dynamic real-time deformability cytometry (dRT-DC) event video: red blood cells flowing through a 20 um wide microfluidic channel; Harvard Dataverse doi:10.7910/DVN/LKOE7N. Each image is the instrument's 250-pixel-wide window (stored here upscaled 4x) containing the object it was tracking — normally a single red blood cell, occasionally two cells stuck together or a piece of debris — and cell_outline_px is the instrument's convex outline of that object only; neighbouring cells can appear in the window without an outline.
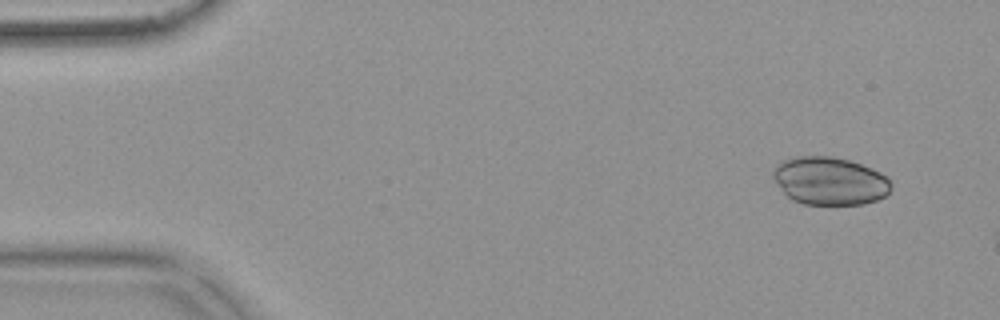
{"species": "common noctule bat (a hibernating species)", "species_latin": "Nyctalus noctula", "temperature_condition": "warm", "stored_images_in_passage": 13, "camera_frame_rate_fps": 3000, "um_per_image_px": 0.085, "animal": {"sex": "female", "body_mass_g": 18.4}, "frame": {"image": 1, "passage_image": 4, "time_ms": 1.0, "image_size_px": [1000, 320], "cell_outline_px": [[892, 188], [884, 196], [876, 200], [864, 204], [804, 204], [792, 200], [784, 192], [772, 176], [772, 172], [776, 164], [780, 160], [796, 156], [832, 156], [848, 160], [872, 168], [888, 176], [892, 184]], "centroid_in_image_um": [70.53, 15.36], "position_along_channel_um": 14.5, "area_um2": 33.12}}